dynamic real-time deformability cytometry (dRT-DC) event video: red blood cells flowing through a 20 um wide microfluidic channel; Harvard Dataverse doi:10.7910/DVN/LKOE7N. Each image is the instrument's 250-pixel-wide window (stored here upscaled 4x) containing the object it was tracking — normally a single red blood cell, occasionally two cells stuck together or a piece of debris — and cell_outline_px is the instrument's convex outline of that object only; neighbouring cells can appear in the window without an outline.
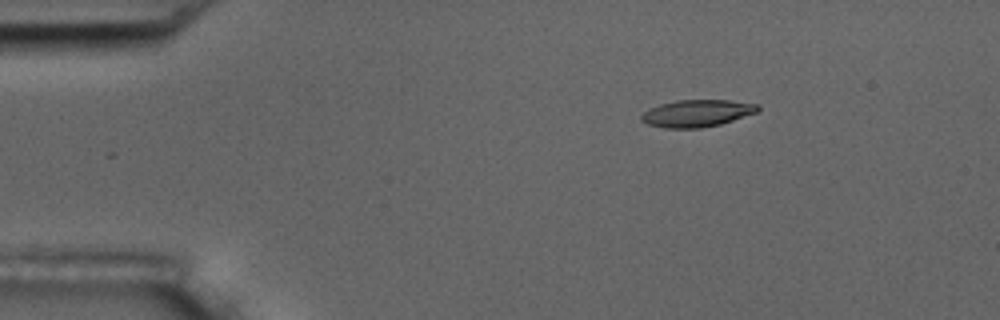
{"species": "common noctule bat (a hibernating species)", "species_latin": "Nyctalus noctula", "temperature_condition": "room temperature", "stored_images_in_passage": 3, "camera_frame_rate_fps": 3000, "um_per_image_px": 0.085, "animal": {"sex": "male", "body_mass_g": 17.5, "forearm_length_mm": 52.3}, "frame": {"image": 1, "passage_image": 1, "time_ms": 0.0, "image_size_px": [1000, 320], "cell_outline_px": [[760, 108], [756, 112], [720, 124], [700, 128], [664, 128], [648, 124], [640, 120], [640, 116], [648, 108], [660, 104], [676, 100], [728, 100], [760, 104]], "centroid_in_image_um": [59.21, 9.62], "position_along_channel_um": 25.8, "area_um2": 18.38}}